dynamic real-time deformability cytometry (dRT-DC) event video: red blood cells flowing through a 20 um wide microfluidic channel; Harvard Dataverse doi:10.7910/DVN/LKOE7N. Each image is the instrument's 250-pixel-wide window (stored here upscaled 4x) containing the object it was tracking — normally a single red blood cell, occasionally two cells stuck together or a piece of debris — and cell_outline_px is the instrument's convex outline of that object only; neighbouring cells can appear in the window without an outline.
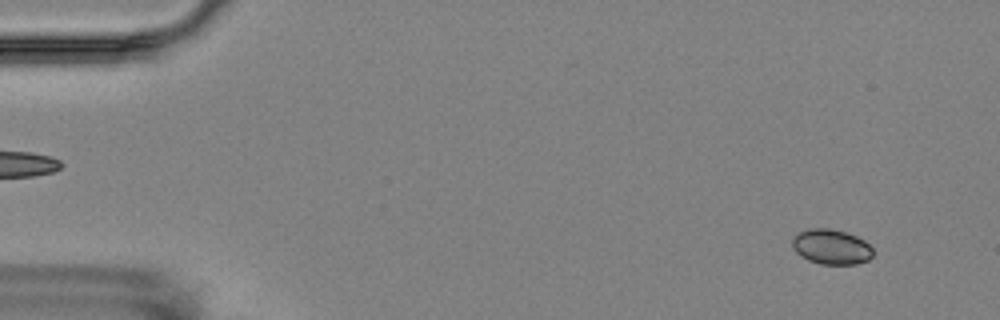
{"species": "Egyptian fruit bat (a non-hibernating species)", "species_latin": "Rousettus aegyptiacus", "temperature_condition": "room temperature", "stored_images_in_passage": 6, "camera_frame_rate_fps": 3000, "um_per_image_px": 0.085, "animal": {"sex": "female"}, "frame": {"image": 1, "passage_image": 1, "time_ms": 0.0, "image_size_px": [1000, 320], "cell_outline_px": [[872, 256], [868, 260], [856, 264], [820, 264], [808, 260], [800, 256], [792, 248], [792, 236], [808, 228], [828, 228], [844, 232], [856, 236], [864, 240], [872, 248]], "centroid_in_image_um": [70.62, 20.98], "position_along_channel_um": 14.4, "area_um2": 16.53}}
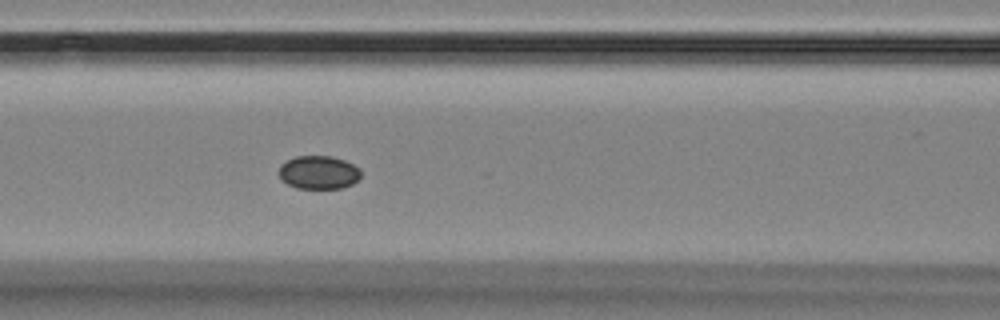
{"frame": {"image": 2, "passage_image": 6, "time_ms": 6.667, "image_size_px": [1000, 320], "cell_outline_px": [[360, 180], [344, 188], [296, 188], [280, 180], [280, 164], [296, 156], [332, 156], [344, 160], [360, 168]], "centroid_in_image_um": [27.1, 14.66], "position_along_channel_um": 139.5, "area_um2": 16.01}}